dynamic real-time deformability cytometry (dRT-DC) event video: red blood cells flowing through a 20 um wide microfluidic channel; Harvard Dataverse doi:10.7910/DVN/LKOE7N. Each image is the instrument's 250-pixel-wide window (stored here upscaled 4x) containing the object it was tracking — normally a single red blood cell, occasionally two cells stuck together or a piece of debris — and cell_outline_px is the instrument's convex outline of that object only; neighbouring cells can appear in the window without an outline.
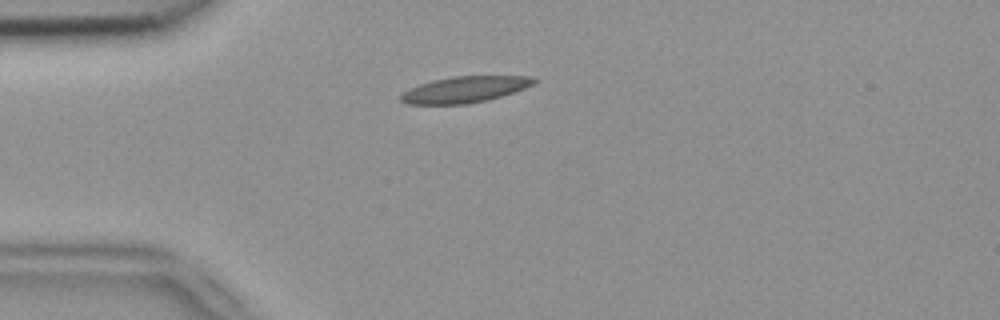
{"species": "common noctule bat (a hibernating species)", "species_latin": "Nyctalus noctula", "temperature_condition": "room temperature", "stored_images_in_passage": 1, "camera_frame_rate_fps": 3000, "um_per_image_px": 0.085, "animal": {"sex": "female", "body_mass_g": 18.4}, "frame": {"image": 1, "passage_image": 1, "time_ms": 0.0, "image_size_px": [1000, 320], "cell_outline_px": [[540, 80], [524, 88], [488, 100], [464, 104], [408, 104], [400, 100], [400, 96], [404, 92], [420, 84], [432, 80], [452, 76], [528, 76]], "centroid_in_image_um": [39.5, 7.6], "position_along_channel_um": 45.5, "area_um2": 20.06}}